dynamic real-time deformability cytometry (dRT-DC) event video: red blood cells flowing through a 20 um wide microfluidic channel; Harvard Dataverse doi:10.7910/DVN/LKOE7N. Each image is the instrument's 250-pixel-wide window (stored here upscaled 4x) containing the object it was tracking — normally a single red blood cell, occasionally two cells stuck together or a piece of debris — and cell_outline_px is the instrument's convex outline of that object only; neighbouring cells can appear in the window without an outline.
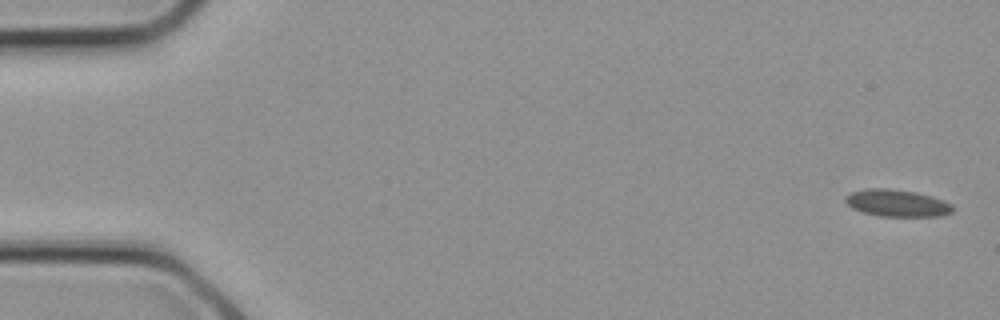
{"species": "common noctule bat (a hibernating species)", "species_latin": "Nyctalus noctula", "temperature_condition": "cold", "stored_images_in_passage": 16, "camera_frame_rate_fps": 3000, "um_per_image_px": 0.085, "animal": {"sex": "female", "body_mass_g": 21.9}, "frame": {"image": 1, "passage_image": 1, "time_ms": 0.0, "image_size_px": [1000, 320], "cell_outline_px": [[952, 212], [940, 216], [880, 216], [864, 212], [852, 208], [844, 200], [844, 196], [852, 192], [868, 188], [888, 188], [916, 192], [932, 196], [944, 200], [952, 204]], "centroid_in_image_um": [76.25, 17.25], "position_along_channel_um": 8.8, "area_um2": 16.88}}
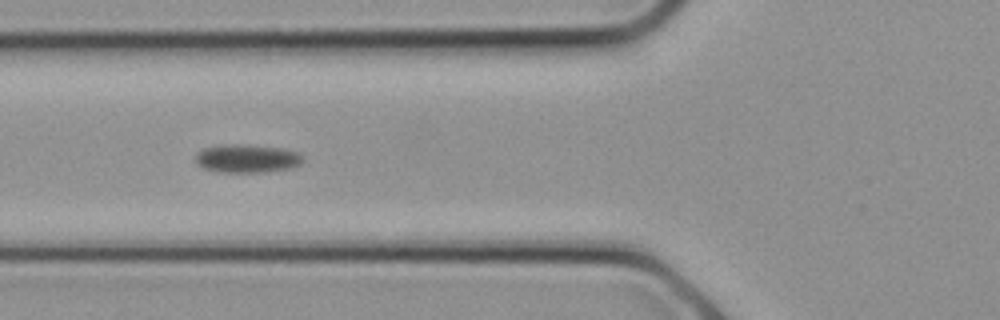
{"frame": {"image": 2, "passage_image": 10, "time_ms": 3.0, "image_size_px": [1000, 320], "cell_outline_px": [[304, 160], [300, 164], [288, 168], [264, 172], [216, 172], [204, 168], [196, 164], [196, 152], [204, 148], [224, 144], [248, 144], [284, 148], [300, 152], [304, 156]], "centroid_in_image_um": [21.01, 13.46], "position_along_channel_um": 104.8, "area_um2": 18.03}}
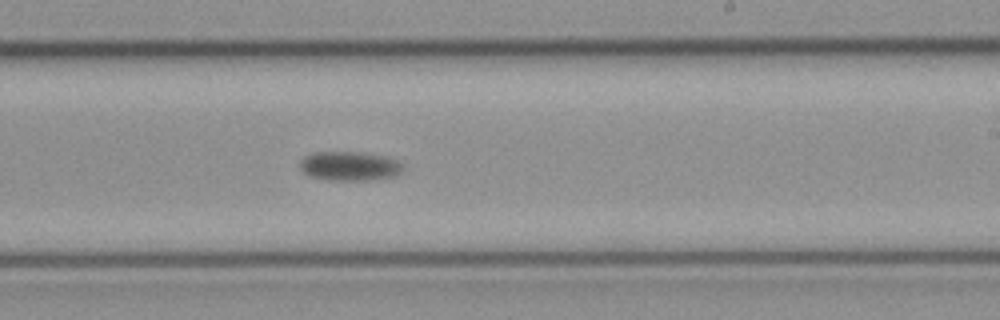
{"frame": {"image": 3, "passage_image": 16, "time_ms": 5.0, "image_size_px": [1000, 320], "cell_outline_px": [[404, 168], [400, 172], [392, 176], [368, 180], [328, 180], [308, 176], [300, 168], [300, 160], [304, 156], [312, 152], [360, 152], [388, 156], [400, 160], [404, 164]], "centroid_in_image_um": [29.72, 14.1], "position_along_channel_um": 259.3, "area_um2": 17.8}}